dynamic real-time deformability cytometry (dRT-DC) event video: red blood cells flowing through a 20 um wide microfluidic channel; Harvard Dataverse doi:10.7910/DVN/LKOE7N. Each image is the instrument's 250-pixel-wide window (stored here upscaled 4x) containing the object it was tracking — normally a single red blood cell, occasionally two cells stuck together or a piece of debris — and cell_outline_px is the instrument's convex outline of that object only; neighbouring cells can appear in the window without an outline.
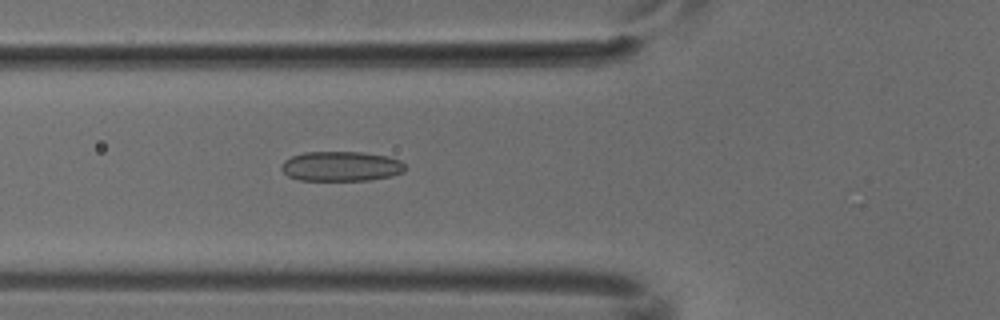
{"species": "common noctule bat (a hibernating species)", "species_latin": "Nyctalus noctula", "temperature_condition": "cold", "stored_images_in_passage": 5, "camera_frame_rate_fps": 3000, "um_per_image_px": 0.085, "animal": {"sex": "male", "body_mass_g": 18.8}, "frame": {"image": 1, "passage_image": 5, "time_ms": 1.333, "image_size_px": [1000, 320], "cell_outline_px": [[404, 172], [392, 176], [368, 180], [300, 180], [288, 176], [280, 168], [280, 164], [284, 160], [292, 156], [304, 152], [364, 152], [388, 156], [400, 160], [404, 164]], "centroid_in_image_um": [28.98, 14.13], "position_along_channel_um": 96.8, "area_um2": 21.62}}